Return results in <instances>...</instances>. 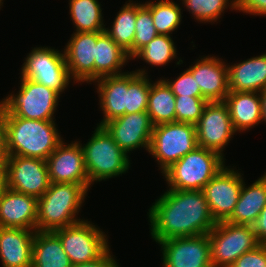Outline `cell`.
<instances>
[{
	"label": "cell",
	"instance_id": "cell-1",
	"mask_svg": "<svg viewBox=\"0 0 266 267\" xmlns=\"http://www.w3.org/2000/svg\"><path fill=\"white\" fill-rule=\"evenodd\" d=\"M150 232L157 243L208 234L217 224L202 190H167L149 208Z\"/></svg>",
	"mask_w": 266,
	"mask_h": 267
},
{
	"label": "cell",
	"instance_id": "cell-2",
	"mask_svg": "<svg viewBox=\"0 0 266 267\" xmlns=\"http://www.w3.org/2000/svg\"><path fill=\"white\" fill-rule=\"evenodd\" d=\"M8 155L45 160L63 141L54 120L24 119L12 114H0Z\"/></svg>",
	"mask_w": 266,
	"mask_h": 267
},
{
	"label": "cell",
	"instance_id": "cell-3",
	"mask_svg": "<svg viewBox=\"0 0 266 267\" xmlns=\"http://www.w3.org/2000/svg\"><path fill=\"white\" fill-rule=\"evenodd\" d=\"M88 189L82 184L53 183L38 198L36 231H51L74 225ZM80 208V209H79Z\"/></svg>",
	"mask_w": 266,
	"mask_h": 267
},
{
	"label": "cell",
	"instance_id": "cell-4",
	"mask_svg": "<svg viewBox=\"0 0 266 267\" xmlns=\"http://www.w3.org/2000/svg\"><path fill=\"white\" fill-rule=\"evenodd\" d=\"M219 153L197 147L173 163L162 174L169 189L189 191L203 190L205 185L225 166Z\"/></svg>",
	"mask_w": 266,
	"mask_h": 267
},
{
	"label": "cell",
	"instance_id": "cell-5",
	"mask_svg": "<svg viewBox=\"0 0 266 267\" xmlns=\"http://www.w3.org/2000/svg\"><path fill=\"white\" fill-rule=\"evenodd\" d=\"M90 185L125 173L130 166L129 156L114 141L103 126L97 125L91 139L82 146Z\"/></svg>",
	"mask_w": 266,
	"mask_h": 267
},
{
	"label": "cell",
	"instance_id": "cell-6",
	"mask_svg": "<svg viewBox=\"0 0 266 267\" xmlns=\"http://www.w3.org/2000/svg\"><path fill=\"white\" fill-rule=\"evenodd\" d=\"M18 94L0 101V114H12L24 119L52 121L60 94L29 78H21Z\"/></svg>",
	"mask_w": 266,
	"mask_h": 267
},
{
	"label": "cell",
	"instance_id": "cell-7",
	"mask_svg": "<svg viewBox=\"0 0 266 267\" xmlns=\"http://www.w3.org/2000/svg\"><path fill=\"white\" fill-rule=\"evenodd\" d=\"M197 147L194 124L171 122L153 126L149 153L158 161L161 173Z\"/></svg>",
	"mask_w": 266,
	"mask_h": 267
},
{
	"label": "cell",
	"instance_id": "cell-8",
	"mask_svg": "<svg viewBox=\"0 0 266 267\" xmlns=\"http://www.w3.org/2000/svg\"><path fill=\"white\" fill-rule=\"evenodd\" d=\"M208 236L213 267H230L242 254L259 245L250 225L217 222Z\"/></svg>",
	"mask_w": 266,
	"mask_h": 267
},
{
	"label": "cell",
	"instance_id": "cell-9",
	"mask_svg": "<svg viewBox=\"0 0 266 267\" xmlns=\"http://www.w3.org/2000/svg\"><path fill=\"white\" fill-rule=\"evenodd\" d=\"M53 232L59 237L72 265L95 260L109 248L105 232L87 220Z\"/></svg>",
	"mask_w": 266,
	"mask_h": 267
},
{
	"label": "cell",
	"instance_id": "cell-10",
	"mask_svg": "<svg viewBox=\"0 0 266 267\" xmlns=\"http://www.w3.org/2000/svg\"><path fill=\"white\" fill-rule=\"evenodd\" d=\"M21 76L43 84L60 95L69 85L71 78L64 53L50 47H36L25 58Z\"/></svg>",
	"mask_w": 266,
	"mask_h": 267
},
{
	"label": "cell",
	"instance_id": "cell-11",
	"mask_svg": "<svg viewBox=\"0 0 266 267\" xmlns=\"http://www.w3.org/2000/svg\"><path fill=\"white\" fill-rule=\"evenodd\" d=\"M236 131L233 128L227 104L224 101L208 102L196 124L198 147L219 153Z\"/></svg>",
	"mask_w": 266,
	"mask_h": 267
},
{
	"label": "cell",
	"instance_id": "cell-12",
	"mask_svg": "<svg viewBox=\"0 0 266 267\" xmlns=\"http://www.w3.org/2000/svg\"><path fill=\"white\" fill-rule=\"evenodd\" d=\"M8 189L41 197L49 188L50 179L45 160L17 155H8Z\"/></svg>",
	"mask_w": 266,
	"mask_h": 267
},
{
	"label": "cell",
	"instance_id": "cell-13",
	"mask_svg": "<svg viewBox=\"0 0 266 267\" xmlns=\"http://www.w3.org/2000/svg\"><path fill=\"white\" fill-rule=\"evenodd\" d=\"M243 185L241 173L224 166L203 188L212 217L226 221L234 211Z\"/></svg>",
	"mask_w": 266,
	"mask_h": 267
},
{
	"label": "cell",
	"instance_id": "cell-14",
	"mask_svg": "<svg viewBox=\"0 0 266 267\" xmlns=\"http://www.w3.org/2000/svg\"><path fill=\"white\" fill-rule=\"evenodd\" d=\"M158 243L164 267H213L208 234L174 237Z\"/></svg>",
	"mask_w": 266,
	"mask_h": 267
},
{
	"label": "cell",
	"instance_id": "cell-15",
	"mask_svg": "<svg viewBox=\"0 0 266 267\" xmlns=\"http://www.w3.org/2000/svg\"><path fill=\"white\" fill-rule=\"evenodd\" d=\"M46 163L50 182L82 184L88 190L91 187L80 142L66 145L62 141Z\"/></svg>",
	"mask_w": 266,
	"mask_h": 267
},
{
	"label": "cell",
	"instance_id": "cell-16",
	"mask_svg": "<svg viewBox=\"0 0 266 267\" xmlns=\"http://www.w3.org/2000/svg\"><path fill=\"white\" fill-rule=\"evenodd\" d=\"M103 127L127 154L139 147L149 152L153 124L147 111L124 114L106 122Z\"/></svg>",
	"mask_w": 266,
	"mask_h": 267
},
{
	"label": "cell",
	"instance_id": "cell-17",
	"mask_svg": "<svg viewBox=\"0 0 266 267\" xmlns=\"http://www.w3.org/2000/svg\"><path fill=\"white\" fill-rule=\"evenodd\" d=\"M97 32H75L64 49L70 78L76 82L95 81Z\"/></svg>",
	"mask_w": 266,
	"mask_h": 267
},
{
	"label": "cell",
	"instance_id": "cell-18",
	"mask_svg": "<svg viewBox=\"0 0 266 267\" xmlns=\"http://www.w3.org/2000/svg\"><path fill=\"white\" fill-rule=\"evenodd\" d=\"M200 59L187 69L200 86L202 97L208 102L224 101L229 93L227 65L215 56Z\"/></svg>",
	"mask_w": 266,
	"mask_h": 267
},
{
	"label": "cell",
	"instance_id": "cell-19",
	"mask_svg": "<svg viewBox=\"0 0 266 267\" xmlns=\"http://www.w3.org/2000/svg\"><path fill=\"white\" fill-rule=\"evenodd\" d=\"M38 198L7 189L0 199V227L36 231Z\"/></svg>",
	"mask_w": 266,
	"mask_h": 267
},
{
	"label": "cell",
	"instance_id": "cell-20",
	"mask_svg": "<svg viewBox=\"0 0 266 267\" xmlns=\"http://www.w3.org/2000/svg\"><path fill=\"white\" fill-rule=\"evenodd\" d=\"M35 231L0 227V258L3 267H31Z\"/></svg>",
	"mask_w": 266,
	"mask_h": 267
},
{
	"label": "cell",
	"instance_id": "cell-21",
	"mask_svg": "<svg viewBox=\"0 0 266 267\" xmlns=\"http://www.w3.org/2000/svg\"><path fill=\"white\" fill-rule=\"evenodd\" d=\"M97 83V92L100 98V108L103 111L102 121L99 126L106 122L126 114L128 108V72L120 75L101 77Z\"/></svg>",
	"mask_w": 266,
	"mask_h": 267
},
{
	"label": "cell",
	"instance_id": "cell-22",
	"mask_svg": "<svg viewBox=\"0 0 266 267\" xmlns=\"http://www.w3.org/2000/svg\"><path fill=\"white\" fill-rule=\"evenodd\" d=\"M229 91L260 92L266 88V54L227 65Z\"/></svg>",
	"mask_w": 266,
	"mask_h": 267
},
{
	"label": "cell",
	"instance_id": "cell-23",
	"mask_svg": "<svg viewBox=\"0 0 266 267\" xmlns=\"http://www.w3.org/2000/svg\"><path fill=\"white\" fill-rule=\"evenodd\" d=\"M243 181L237 204L226 220L231 224L252 226L266 206V172L250 186Z\"/></svg>",
	"mask_w": 266,
	"mask_h": 267
},
{
	"label": "cell",
	"instance_id": "cell-24",
	"mask_svg": "<svg viewBox=\"0 0 266 267\" xmlns=\"http://www.w3.org/2000/svg\"><path fill=\"white\" fill-rule=\"evenodd\" d=\"M227 104L234 130L245 131L258 125L262 119L259 92L229 91Z\"/></svg>",
	"mask_w": 266,
	"mask_h": 267
},
{
	"label": "cell",
	"instance_id": "cell-25",
	"mask_svg": "<svg viewBox=\"0 0 266 267\" xmlns=\"http://www.w3.org/2000/svg\"><path fill=\"white\" fill-rule=\"evenodd\" d=\"M31 267H72L59 237L51 231H35Z\"/></svg>",
	"mask_w": 266,
	"mask_h": 267
},
{
	"label": "cell",
	"instance_id": "cell-26",
	"mask_svg": "<svg viewBox=\"0 0 266 267\" xmlns=\"http://www.w3.org/2000/svg\"><path fill=\"white\" fill-rule=\"evenodd\" d=\"M130 60L127 52L117 45L105 32H97L95 52V80L112 75H120L121 67Z\"/></svg>",
	"mask_w": 266,
	"mask_h": 267
},
{
	"label": "cell",
	"instance_id": "cell-27",
	"mask_svg": "<svg viewBox=\"0 0 266 267\" xmlns=\"http://www.w3.org/2000/svg\"><path fill=\"white\" fill-rule=\"evenodd\" d=\"M131 2V0H129V3L126 2L119 13H117L112 28H105V32L117 45L127 52L129 58L132 60L137 11L144 4Z\"/></svg>",
	"mask_w": 266,
	"mask_h": 267
},
{
	"label": "cell",
	"instance_id": "cell-28",
	"mask_svg": "<svg viewBox=\"0 0 266 267\" xmlns=\"http://www.w3.org/2000/svg\"><path fill=\"white\" fill-rule=\"evenodd\" d=\"M147 113L153 126L175 122V95L163 79L150 82Z\"/></svg>",
	"mask_w": 266,
	"mask_h": 267
},
{
	"label": "cell",
	"instance_id": "cell-29",
	"mask_svg": "<svg viewBox=\"0 0 266 267\" xmlns=\"http://www.w3.org/2000/svg\"><path fill=\"white\" fill-rule=\"evenodd\" d=\"M69 11L76 32L105 31L102 8L98 0H69Z\"/></svg>",
	"mask_w": 266,
	"mask_h": 267
},
{
	"label": "cell",
	"instance_id": "cell-30",
	"mask_svg": "<svg viewBox=\"0 0 266 267\" xmlns=\"http://www.w3.org/2000/svg\"><path fill=\"white\" fill-rule=\"evenodd\" d=\"M144 5L150 10L154 26L159 35H171L181 22V8L178 4L169 0L157 2H145Z\"/></svg>",
	"mask_w": 266,
	"mask_h": 267
},
{
	"label": "cell",
	"instance_id": "cell-31",
	"mask_svg": "<svg viewBox=\"0 0 266 267\" xmlns=\"http://www.w3.org/2000/svg\"><path fill=\"white\" fill-rule=\"evenodd\" d=\"M144 69L128 72V108L126 114L145 112L148 107L150 81Z\"/></svg>",
	"mask_w": 266,
	"mask_h": 267
},
{
	"label": "cell",
	"instance_id": "cell-32",
	"mask_svg": "<svg viewBox=\"0 0 266 267\" xmlns=\"http://www.w3.org/2000/svg\"><path fill=\"white\" fill-rule=\"evenodd\" d=\"M176 51L170 35H158L133 58H141L150 65L161 66L176 58Z\"/></svg>",
	"mask_w": 266,
	"mask_h": 267
},
{
	"label": "cell",
	"instance_id": "cell-33",
	"mask_svg": "<svg viewBox=\"0 0 266 267\" xmlns=\"http://www.w3.org/2000/svg\"><path fill=\"white\" fill-rule=\"evenodd\" d=\"M236 2V0H182V4L189 13H192L194 19L202 23L216 22L229 6L236 10Z\"/></svg>",
	"mask_w": 266,
	"mask_h": 267
},
{
	"label": "cell",
	"instance_id": "cell-34",
	"mask_svg": "<svg viewBox=\"0 0 266 267\" xmlns=\"http://www.w3.org/2000/svg\"><path fill=\"white\" fill-rule=\"evenodd\" d=\"M207 103L203 97L175 96V122L196 125Z\"/></svg>",
	"mask_w": 266,
	"mask_h": 267
},
{
	"label": "cell",
	"instance_id": "cell-35",
	"mask_svg": "<svg viewBox=\"0 0 266 267\" xmlns=\"http://www.w3.org/2000/svg\"><path fill=\"white\" fill-rule=\"evenodd\" d=\"M135 37L133 40V57L148 43H150L158 32L154 26L150 10L143 5L136 16Z\"/></svg>",
	"mask_w": 266,
	"mask_h": 267
},
{
	"label": "cell",
	"instance_id": "cell-36",
	"mask_svg": "<svg viewBox=\"0 0 266 267\" xmlns=\"http://www.w3.org/2000/svg\"><path fill=\"white\" fill-rule=\"evenodd\" d=\"M164 81L171 88L175 96L202 97L200 86H197L194 76L188 69L181 73L175 80L169 81V79H164Z\"/></svg>",
	"mask_w": 266,
	"mask_h": 267
},
{
	"label": "cell",
	"instance_id": "cell-37",
	"mask_svg": "<svg viewBox=\"0 0 266 267\" xmlns=\"http://www.w3.org/2000/svg\"><path fill=\"white\" fill-rule=\"evenodd\" d=\"M230 267H266V245L259 244L242 254Z\"/></svg>",
	"mask_w": 266,
	"mask_h": 267
},
{
	"label": "cell",
	"instance_id": "cell-38",
	"mask_svg": "<svg viewBox=\"0 0 266 267\" xmlns=\"http://www.w3.org/2000/svg\"><path fill=\"white\" fill-rule=\"evenodd\" d=\"M236 10L252 15H266V0H236Z\"/></svg>",
	"mask_w": 266,
	"mask_h": 267
},
{
	"label": "cell",
	"instance_id": "cell-39",
	"mask_svg": "<svg viewBox=\"0 0 266 267\" xmlns=\"http://www.w3.org/2000/svg\"><path fill=\"white\" fill-rule=\"evenodd\" d=\"M72 267H119L116 263V259L110 254L108 248L100 257L95 260L72 265Z\"/></svg>",
	"mask_w": 266,
	"mask_h": 267
},
{
	"label": "cell",
	"instance_id": "cell-40",
	"mask_svg": "<svg viewBox=\"0 0 266 267\" xmlns=\"http://www.w3.org/2000/svg\"><path fill=\"white\" fill-rule=\"evenodd\" d=\"M259 244L266 245V206L260 212L257 220L252 225Z\"/></svg>",
	"mask_w": 266,
	"mask_h": 267
},
{
	"label": "cell",
	"instance_id": "cell-41",
	"mask_svg": "<svg viewBox=\"0 0 266 267\" xmlns=\"http://www.w3.org/2000/svg\"><path fill=\"white\" fill-rule=\"evenodd\" d=\"M8 153L6 137L3 126L0 123V170H7Z\"/></svg>",
	"mask_w": 266,
	"mask_h": 267
},
{
	"label": "cell",
	"instance_id": "cell-42",
	"mask_svg": "<svg viewBox=\"0 0 266 267\" xmlns=\"http://www.w3.org/2000/svg\"><path fill=\"white\" fill-rule=\"evenodd\" d=\"M8 189L7 170H0V199Z\"/></svg>",
	"mask_w": 266,
	"mask_h": 267
},
{
	"label": "cell",
	"instance_id": "cell-43",
	"mask_svg": "<svg viewBox=\"0 0 266 267\" xmlns=\"http://www.w3.org/2000/svg\"><path fill=\"white\" fill-rule=\"evenodd\" d=\"M259 97L261 102V113H262L261 121H265L266 123V88L259 92Z\"/></svg>",
	"mask_w": 266,
	"mask_h": 267
},
{
	"label": "cell",
	"instance_id": "cell-44",
	"mask_svg": "<svg viewBox=\"0 0 266 267\" xmlns=\"http://www.w3.org/2000/svg\"><path fill=\"white\" fill-rule=\"evenodd\" d=\"M3 0H0V8H1V6H2V4H3V2H2Z\"/></svg>",
	"mask_w": 266,
	"mask_h": 267
}]
</instances>
